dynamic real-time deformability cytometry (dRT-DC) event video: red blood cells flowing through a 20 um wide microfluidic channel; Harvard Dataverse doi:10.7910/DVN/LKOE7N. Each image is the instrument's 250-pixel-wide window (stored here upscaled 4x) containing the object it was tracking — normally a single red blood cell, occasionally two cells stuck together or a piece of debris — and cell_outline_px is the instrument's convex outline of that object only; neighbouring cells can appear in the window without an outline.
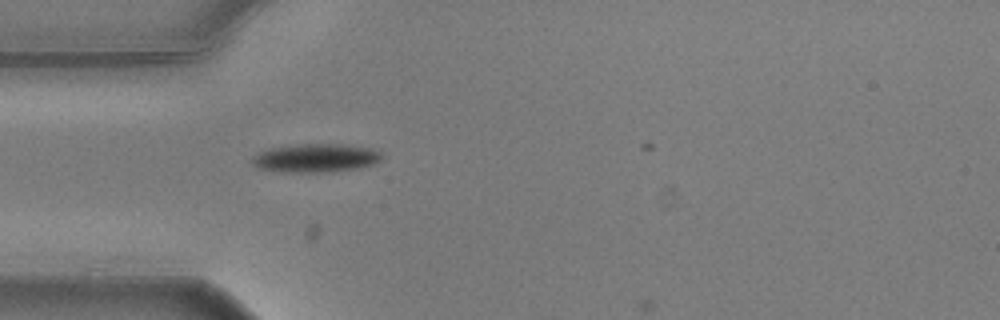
{"species": "common noctule bat (a hibernating species)", "species_latin": "Nyctalus noctula", "temperature_condition": "warm", "stored_images_in_passage": 2, "camera_frame_rate_fps": 3000, "um_per_image_px": 0.085, "animal": {"sex": "male", "body_mass_g": 20.5, "forearm_length_mm": 52.5}, "frame": {"image": 1, "passage_image": 1, "time_ms": 0.0, "image_size_px": [1000, 320], "cell_outline_px": [[384, 156], [376, 164], [360, 168], [332, 172], [280, 172], [256, 168], [252, 164], [252, 156], [260, 152], [272, 148], [300, 144], [340, 144], [372, 148], [380, 152]], "centroid_in_image_um": [26.86, 13.44], "position_along_channel_um": 58.1, "area_um2": 21.79}}